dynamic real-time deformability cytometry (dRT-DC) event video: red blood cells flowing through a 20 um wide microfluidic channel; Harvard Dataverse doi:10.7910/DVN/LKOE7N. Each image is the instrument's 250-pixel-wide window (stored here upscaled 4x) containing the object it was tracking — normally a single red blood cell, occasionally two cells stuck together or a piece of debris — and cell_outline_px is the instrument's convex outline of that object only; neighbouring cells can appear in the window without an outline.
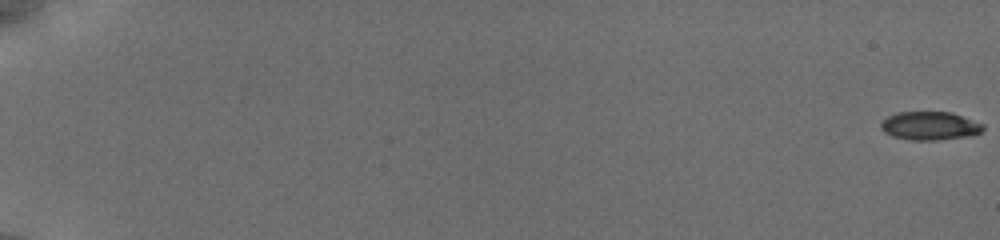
{"species": "common noctule bat (a hibernating species)", "species_latin": "Nyctalus noctula", "temperature_condition": "cold", "stored_images_in_passage": 57, "camera_frame_rate_fps": 3000, "um_per_image_px": 0.085, "animal": {"sex": "female", "body_mass_g": 19.5, "forearm_length_mm": 54.1}, "frame": {"image": 1, "passage_image": 1, "time_ms": 0.0, "image_size_px": [1000, 240], "cell_outline_px": [[984, 128], [980, 132], [960, 136], [896, 136], [888, 132], [880, 124], [888, 116], [900, 112], [948, 112], [960, 116], [980, 124]], "centroid_in_image_um": [79.02, 10.59], "position_along_channel_um": 6.0, "area_um2": 14.62}}
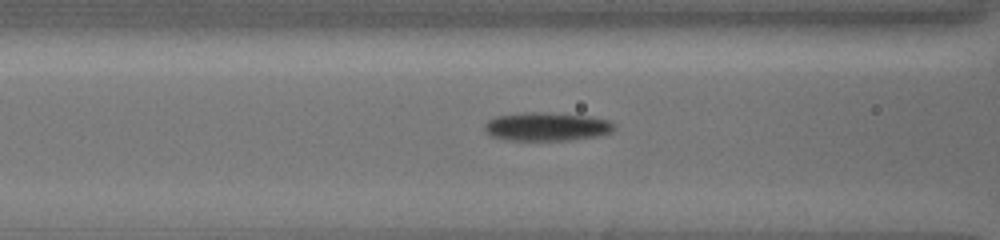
{"frame": {"image": 2, "passage_image": 27, "time_ms": 8.667, "image_size_px": [1000, 240], "cell_outline_px": [[612, 128], [608, 132], [588, 136], [560, 140], [520, 140], [496, 136], [488, 132], [488, 124], [492, 120], [500, 116], [580, 116], [604, 120], [612, 124]], "centroid_in_image_um": [46.5, 10.83], "position_along_channel_um": 120.1, "area_um2": 18.26}}
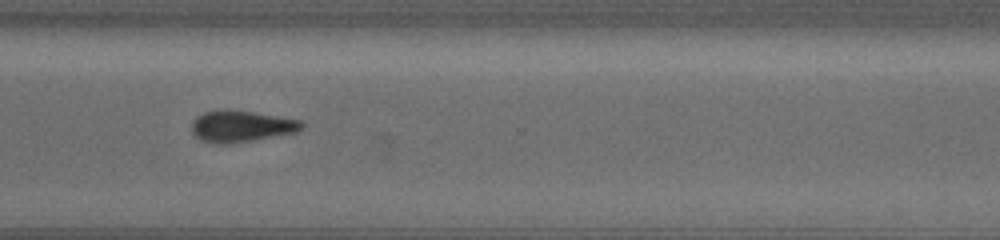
{"frame": {"image": 3, "passage_image": 45, "time_ms": 14.667, "image_size_px": [1000, 240], "cell_outline_px": [[304, 124], [300, 128], [292, 132], [248, 140], [204, 140], [196, 136], [192, 132], [192, 124], [204, 112], [248, 112], [300, 120]], "centroid_in_image_um": [20.54, 10.71], "position_along_channel_um": 350.1, "area_um2": 17.8}, "authors_computed_cell_mechanics": {"area_um2": 17.1088, "velocity_mm_per_s": 3.8343, "shape_relaxation_time_tau1_ms": 1.5989, "shape_relaxation_time_tau2_ms": null, "deformation_change_tau1": 0.1269, "deformation_change_tau2": null}}